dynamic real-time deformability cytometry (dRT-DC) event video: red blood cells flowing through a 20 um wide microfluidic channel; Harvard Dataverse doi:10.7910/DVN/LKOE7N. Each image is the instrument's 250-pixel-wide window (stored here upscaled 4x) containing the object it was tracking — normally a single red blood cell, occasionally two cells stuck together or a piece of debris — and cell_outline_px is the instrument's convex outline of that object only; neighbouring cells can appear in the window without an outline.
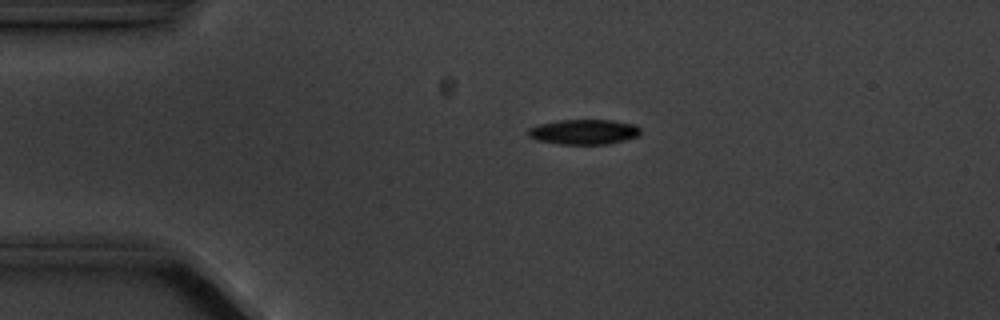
{"species": "common noctule bat (a hibernating species)", "species_latin": "Nyctalus noctula", "temperature_condition": "cold", "stored_images_in_passage": 5, "camera_frame_rate_fps": 3000, "um_per_image_px": 0.085, "animal": {"sex": "male", "body_mass_g": 20.1, "forearm_length_mm": 53.5}, "frame": {"image": 1, "passage_image": 4, "time_ms": 3.333, "image_size_px": [1000, 320], "cell_outline_px": [[640, 132], [636, 136], [624, 140], [608, 144], [556, 144], [536, 140], [528, 136], [528, 128], [540, 124], [560, 120], [612, 120], [636, 124], [640, 128]], "centroid_in_image_um": [49.61, 11.21], "position_along_channel_um": 35.4, "area_um2": 16.42}}